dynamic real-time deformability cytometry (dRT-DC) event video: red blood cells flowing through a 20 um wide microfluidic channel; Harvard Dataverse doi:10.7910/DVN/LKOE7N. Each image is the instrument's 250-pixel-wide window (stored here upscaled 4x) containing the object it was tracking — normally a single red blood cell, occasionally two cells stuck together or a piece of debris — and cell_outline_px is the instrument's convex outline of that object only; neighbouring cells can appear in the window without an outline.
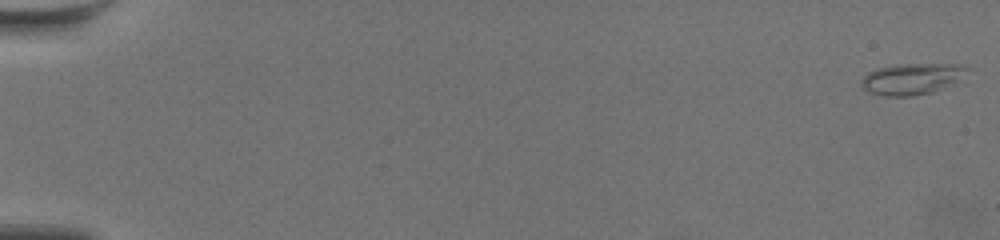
{"species": "common noctule bat (a hibernating species)", "species_latin": "Nyctalus noctula", "temperature_condition": "warm", "stored_images_in_passage": 61, "camera_frame_rate_fps": 3000, "um_per_image_px": 0.085, "animal": {"sex": "female", "body_mass_g": 19.5, "forearm_length_mm": 54.1}, "frame": {"image": 1, "passage_image": 1, "time_ms": 0.0, "image_size_px": [1000, 240], "cell_outline_px": [[968, 68], [956, 80], [932, 92], [912, 96], [884, 96], [868, 92], [860, 84], [860, 80], [868, 72], [876, 68], [896, 64], [964, 64]], "centroid_in_image_um": [77.41, 6.69], "position_along_channel_um": 7.6, "area_um2": 18.96}}
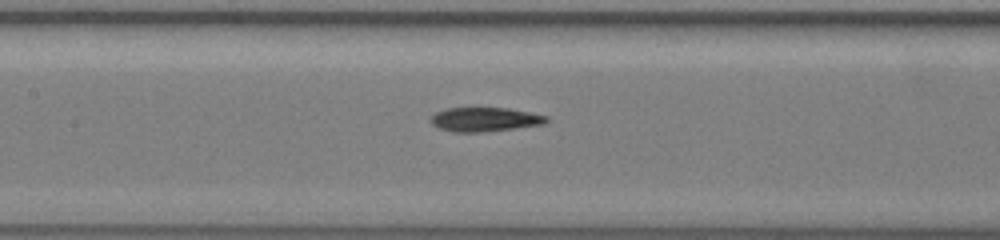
{"frame": {"image": 2, "passage_image": 31, "time_ms": 10.0, "image_size_px": [1000, 240], "cell_outline_px": [[548, 120], [544, 124], [516, 128], [480, 132], [452, 132], [440, 128], [432, 124], [428, 120], [436, 112], [448, 108], [508, 108], [548, 116]], "centroid_in_image_um": [41.19, 10.15], "position_along_channel_um": 166.2, "area_um2": 16.18}}
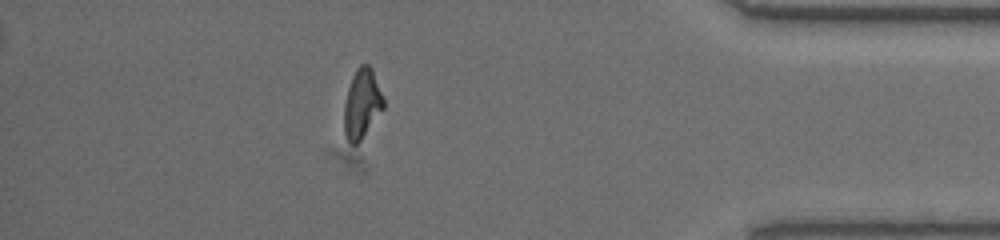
{"frame": {"image": 3, "passage_image": 54, "time_ms": 17.667, "image_size_px": [1000, 240], "cell_outline_px": [[384, 108], [360, 140], [356, 144], [348, 144], [344, 136], [344, 104], [348, 88], [352, 76], [356, 68], [360, 64], [368, 64], [372, 68], [384, 96]], "centroid_in_image_um": [30.76, 8.8], "position_along_channel_um": 404.4, "area_um2": 16.13}, "authors_computed_cell_mechanics": {"area_um2": 16.8198, "velocity_mm_per_s": 3.548, "shape_relaxation_time_tau1_ms": null, "shape_relaxation_time_tau2_ms": 2.834, "deformation_change_tau1": null, "deformation_change_tau2": 0.1002}}